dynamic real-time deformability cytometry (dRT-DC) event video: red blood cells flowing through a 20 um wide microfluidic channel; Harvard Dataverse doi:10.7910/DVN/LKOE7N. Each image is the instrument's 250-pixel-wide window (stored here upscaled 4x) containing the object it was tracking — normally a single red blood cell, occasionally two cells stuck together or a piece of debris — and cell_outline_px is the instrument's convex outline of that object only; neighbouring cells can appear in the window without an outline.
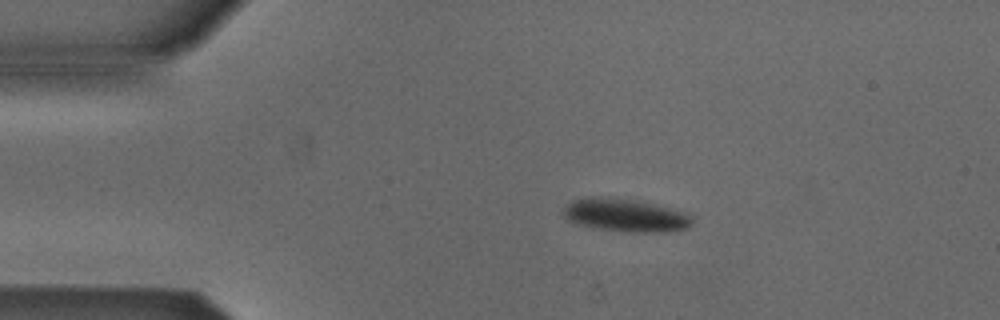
{"species": "Egyptian fruit bat (a non-hibernating species)", "species_latin": "Rousettus aegyptiacus", "temperature_condition": "cold", "stored_images_in_passage": 4, "camera_frame_rate_fps": 3000, "um_per_image_px": 0.085, "animal": {"sex": "male"}, "frame": {"image": 1, "passage_image": 2, "time_ms": 1.333, "image_size_px": [1000, 320], "cell_outline_px": [[692, 224], [688, 228], [672, 232], [628, 232], [596, 228], [576, 224], [568, 220], [564, 216], [564, 208], [572, 200], [632, 200], [652, 204], [688, 212], [692, 216]], "centroid_in_image_um": [53.28, 18.37], "position_along_channel_um": 31.7, "area_um2": 23.87}}
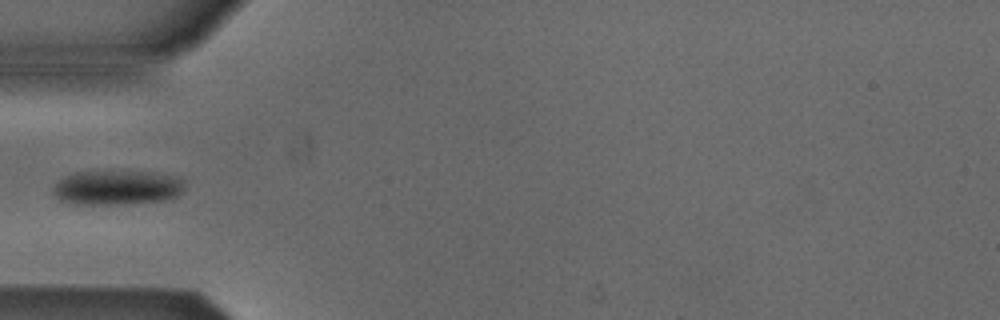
{"frame": {"image": 2, "passage_image": 4, "time_ms": 3.667, "image_size_px": [1000, 320], "cell_outline_px": [[184, 188], [176, 196], [168, 200], [128, 204], [72, 204], [60, 200], [52, 192], [52, 188], [60, 180], [76, 172], [156, 172], [180, 176], [184, 180]], "centroid_in_image_um": [10.01, 15.96], "position_along_channel_um": 75.0, "area_um2": 26.59}}